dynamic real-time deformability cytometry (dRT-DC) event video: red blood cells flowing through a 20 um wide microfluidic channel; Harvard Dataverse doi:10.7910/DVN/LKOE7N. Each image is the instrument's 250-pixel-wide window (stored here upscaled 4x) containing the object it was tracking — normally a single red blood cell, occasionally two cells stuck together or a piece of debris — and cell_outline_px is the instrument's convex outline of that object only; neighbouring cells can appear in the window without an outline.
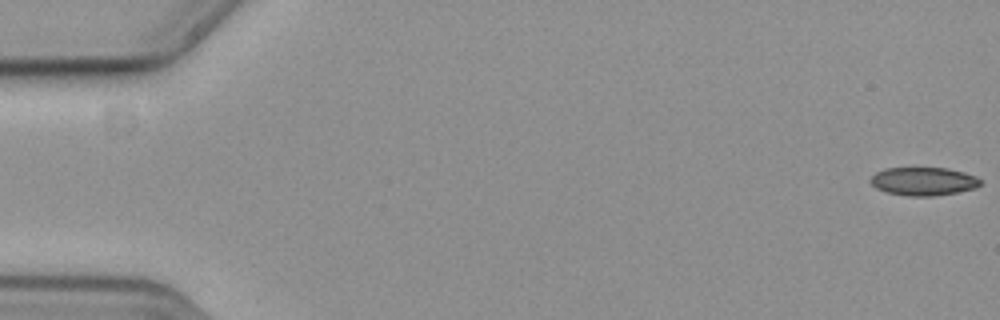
{"species": "common noctule bat (a hibernating species)", "species_latin": "Nyctalus noctula", "temperature_condition": "cold", "stored_images_in_passage": 57, "camera_frame_rate_fps": 3000, "um_per_image_px": 0.085, "animal": {"sex": "female", "body_mass_g": 19.3, "forearm_length_mm": 54.1}, "frame": {"image": 1, "passage_image": 1, "time_ms": 0.0, "image_size_px": [1000, 320], "cell_outline_px": [[980, 184], [972, 188], [956, 192], [932, 196], [908, 196], [888, 192], [876, 188], [872, 184], [872, 176], [876, 172], [884, 168], [948, 168], [964, 172], [976, 176], [980, 180]], "centroid_in_image_um": [78.48, 15.4], "position_along_channel_um": 6.5, "area_um2": 17.8}}
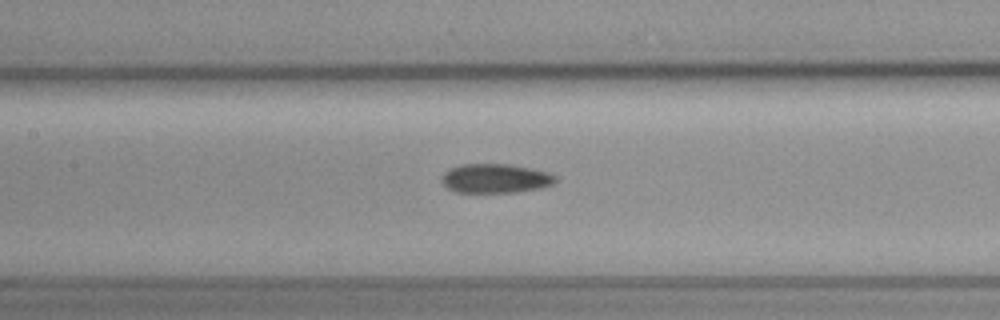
{"frame": {"image": 2, "passage_image": 27, "time_ms": 8.667, "image_size_px": [1000, 320], "cell_outline_px": [[556, 180], [552, 184], [540, 188], [516, 192], [456, 192], [448, 188], [440, 180], [444, 172], [448, 168], [460, 164], [508, 164], [532, 168], [548, 172], [556, 176]], "centroid_in_image_um": [42.08, 15.15], "position_along_channel_um": 165.3, "area_um2": 19.42}}
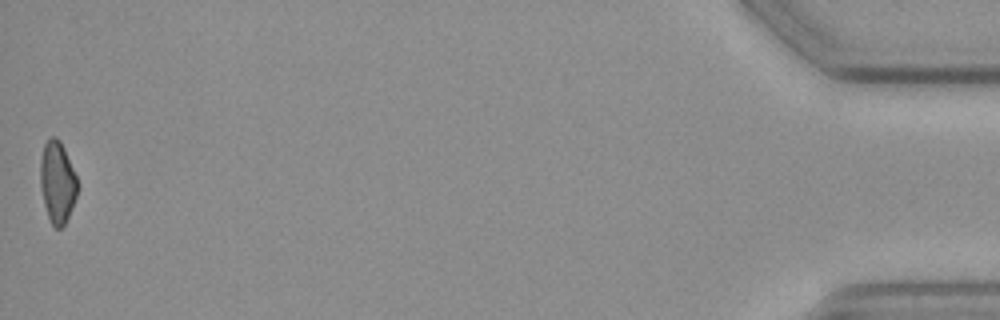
{"frame": {"image": 3, "passage_image": 57, "time_ms": 18.667, "image_size_px": [1000, 320], "cell_outline_px": [[76, 196], [68, 216], [64, 224], [60, 228], [56, 228], [52, 224], [48, 216], [44, 204], [40, 188], [40, 156], [44, 144], [52, 136], [56, 136], [60, 140], [64, 148], [76, 176]], "centroid_in_image_um": [4.84, 15.45], "position_along_channel_um": 430.4, "area_um2": 17.46}, "authors_computed_cell_mechanics": {"area_um2": 19.1896, "velocity_mm_per_s": 3.6894, "shape_relaxation_time_tau1_ms": 10.758, "shape_relaxation_time_tau2_ms": null, "deformation_change_tau1": 0.1618, "deformation_change_tau2": null}}